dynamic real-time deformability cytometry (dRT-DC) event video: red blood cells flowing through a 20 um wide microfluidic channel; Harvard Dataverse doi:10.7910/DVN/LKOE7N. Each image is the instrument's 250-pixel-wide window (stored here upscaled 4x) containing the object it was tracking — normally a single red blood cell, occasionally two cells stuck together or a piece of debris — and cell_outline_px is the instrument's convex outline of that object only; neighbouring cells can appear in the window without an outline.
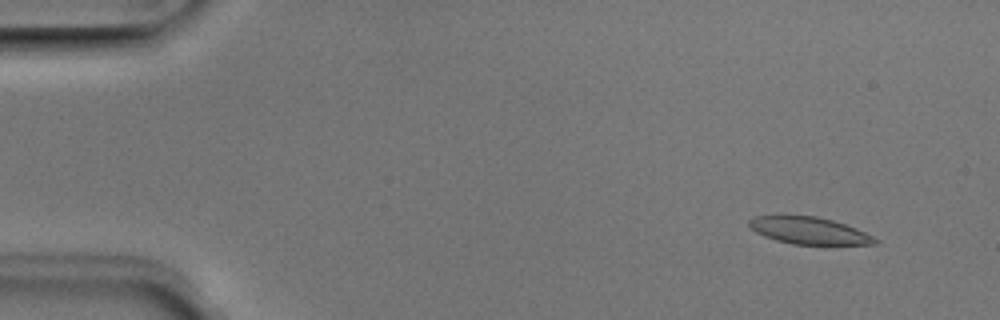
{"species": "Egyptian fruit bat (a non-hibernating species)", "species_latin": "Rousettus aegyptiacus", "temperature_condition": "room temperature", "stored_images_in_passage": 19, "camera_frame_rate_fps": 3000, "um_per_image_px": 0.085, "animal": {"sex": "male"}, "frame": {"image": 1, "passage_image": 4, "time_ms": 1.0, "image_size_px": [1000, 320], "cell_outline_px": [[880, 240], [876, 244], [792, 244], [776, 240], [764, 236], [756, 232], [748, 224], [748, 220], [752, 216], [816, 216], [832, 220], [856, 228]], "centroid_in_image_um": [68.76, 19.6], "position_along_channel_um": 16.2, "area_um2": 19.59}}
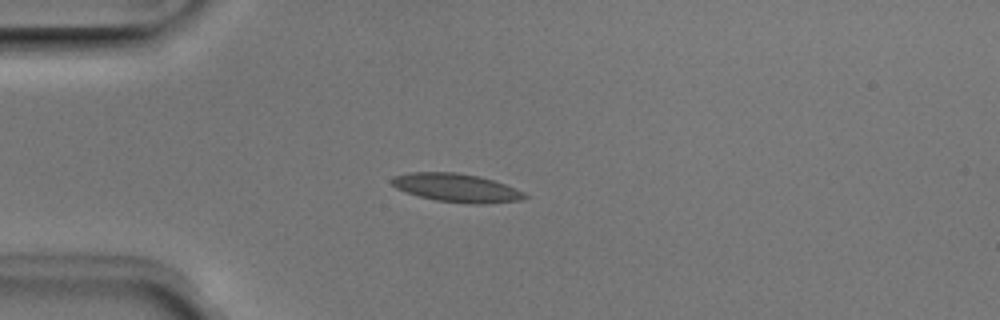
{"frame": {"image": 2, "passage_image": 13, "time_ms": 4.0, "image_size_px": [1000, 320], "cell_outline_px": [[528, 196], [520, 200], [484, 204], [468, 204], [436, 200], [420, 196], [396, 188], [388, 180], [392, 176], [408, 172], [456, 172], [480, 176], [516, 188], [524, 192]], "centroid_in_image_um": [38.78, 15.95], "position_along_channel_um": 46.2, "area_um2": 22.08}}